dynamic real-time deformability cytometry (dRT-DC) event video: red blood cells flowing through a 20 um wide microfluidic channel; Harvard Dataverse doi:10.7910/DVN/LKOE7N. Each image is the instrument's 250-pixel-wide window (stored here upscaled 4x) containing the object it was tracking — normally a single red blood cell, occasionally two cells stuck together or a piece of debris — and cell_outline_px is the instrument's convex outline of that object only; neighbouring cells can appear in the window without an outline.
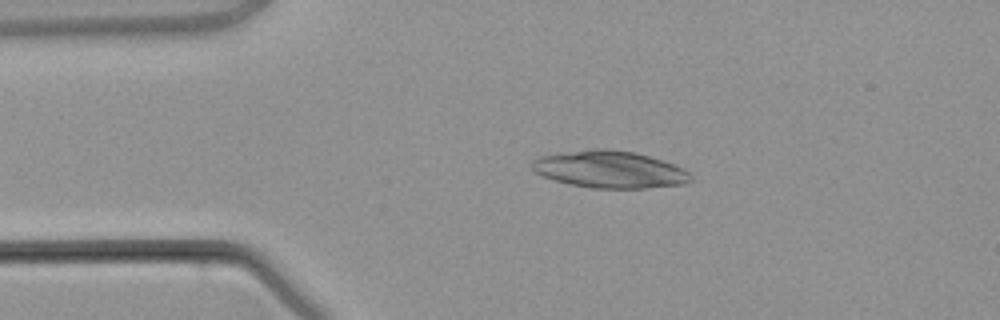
{"species": "common noctule bat (a hibernating species)", "species_latin": "Nyctalus noctula", "temperature_condition": "warm", "stored_images_in_passage": 2, "camera_frame_rate_fps": 3000, "um_per_image_px": 0.085, "animal": {"sex": "male", "body_mass_g": 21.5, "forearm_length_mm": 52.0}, "frame": {"image": 1, "passage_image": 1, "time_ms": 0.0, "image_size_px": [1000, 320], "cell_outline_px": [[692, 180], [688, 184], [648, 188], [592, 188], [568, 184], [544, 176], [536, 172], [532, 168], [532, 160], [540, 156], [596, 148], [608, 148], [636, 152], [684, 168], [692, 176]], "centroid_in_image_um": [51.87, 14.41], "position_along_channel_um": 33.1, "area_um2": 34.28}}